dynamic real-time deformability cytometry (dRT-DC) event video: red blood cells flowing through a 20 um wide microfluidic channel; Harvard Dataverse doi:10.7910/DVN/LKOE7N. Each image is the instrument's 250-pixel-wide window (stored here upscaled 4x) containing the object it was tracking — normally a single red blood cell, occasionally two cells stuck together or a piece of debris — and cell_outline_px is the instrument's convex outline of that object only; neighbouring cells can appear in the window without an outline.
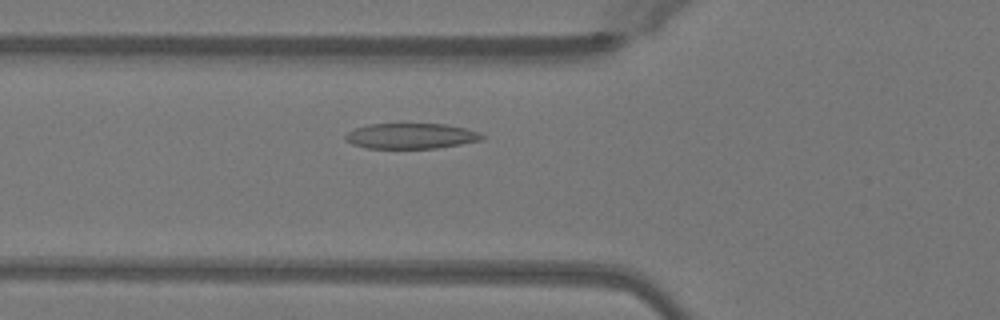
{"species": "Egyptian fruit bat (a non-hibernating species)", "species_latin": "Rousettus aegyptiacus", "temperature_condition": "warm", "stored_images_in_passage": 45, "camera_frame_rate_fps": 3000, "um_per_image_px": 0.085, "animal": {"sex": "female"}, "frame": {"image": 1, "passage_image": 13, "time_ms": 4.0, "image_size_px": [1000, 320], "cell_outline_px": [[484, 136], [480, 140], [460, 144], [436, 148], [364, 148], [352, 144], [344, 140], [344, 136], [348, 132], [356, 128], [368, 124], [444, 124], [464, 128], [480, 132]], "centroid_in_image_um": [34.89, 11.56], "position_along_channel_um": 90.9, "area_um2": 20.17}}
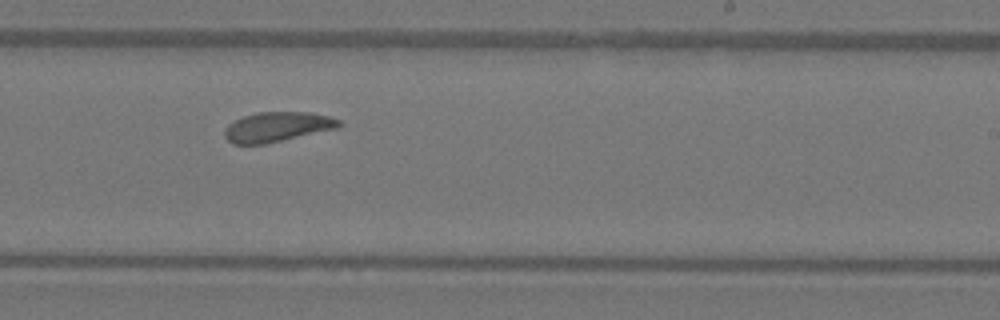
{"frame": {"image": 2, "passage_image": 26, "time_ms": 8.333, "image_size_px": [1000, 320], "cell_outline_px": [[340, 124], [336, 128], [264, 144], [232, 144], [224, 136], [224, 132], [228, 124], [244, 116], [260, 112], [312, 112], [328, 116], [340, 120]], "centroid_in_image_um": [23.53, 10.78], "position_along_channel_um": 265.5, "area_um2": 19.54}}
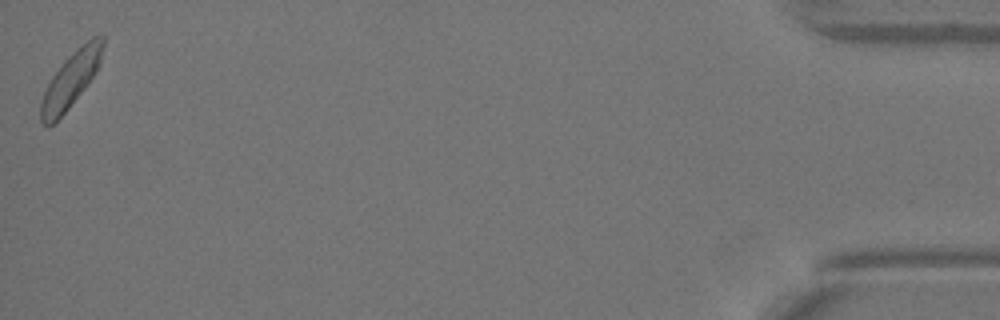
{"frame": {"image": 3, "passage_image": 45, "time_ms": 14.667, "image_size_px": [1000, 320], "cell_outline_px": [[104, 44], [100, 64], [96, 72], [88, 84], [68, 108], [48, 128], [40, 120], [40, 104], [44, 92], [52, 76], [64, 60], [76, 48], [92, 36], [104, 32]], "centroid_in_image_um": [6.06, 6.71], "position_along_channel_um": 429.1, "area_um2": 20.06}, "authors_computed_cell_mechanics": {"area_um2": 20.1144, "velocity_mm_per_s": 4.0271, "shape_relaxation_time_tau1_ms": 2.6519, "shape_relaxation_time_tau2_ms": null, "deformation_change_tau1": 0.1013, "deformation_change_tau2": null}}